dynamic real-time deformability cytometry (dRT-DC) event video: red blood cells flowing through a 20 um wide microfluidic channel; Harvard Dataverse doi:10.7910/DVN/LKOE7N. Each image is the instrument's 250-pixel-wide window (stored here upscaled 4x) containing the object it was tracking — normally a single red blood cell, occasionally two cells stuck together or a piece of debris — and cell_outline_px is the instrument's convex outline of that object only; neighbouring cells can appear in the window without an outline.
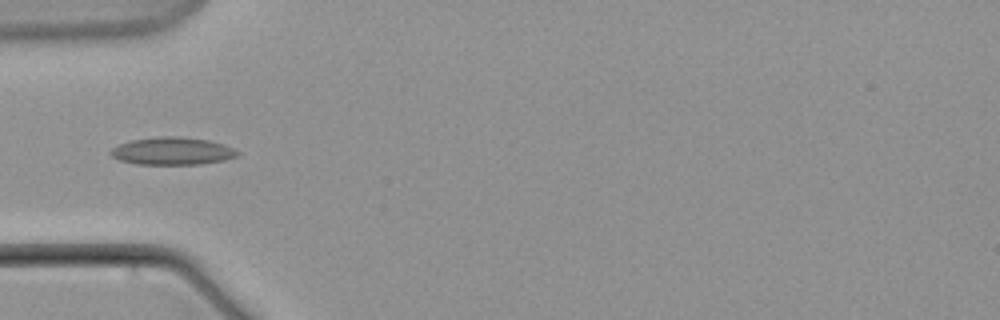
{"species": "common noctule bat (a hibernating species)", "species_latin": "Nyctalus noctula", "temperature_condition": "warm", "stored_images_in_passage": 7, "camera_frame_rate_fps": 3000, "um_per_image_px": 0.085, "animal": {"sex": "male", "body_mass_g": 21.5, "forearm_length_mm": 52.0}, "frame": {"image": 1, "passage_image": 6, "time_ms": 7.333, "image_size_px": [1000, 320], "cell_outline_px": [[240, 156], [224, 160], [200, 164], [136, 164], [120, 160], [112, 156], [108, 152], [112, 148], [128, 140], [156, 136], [180, 136], [208, 140], [224, 144], [240, 152]], "centroid_in_image_um": [14.65, 12.83], "position_along_channel_um": 70.4, "area_um2": 20.58}}